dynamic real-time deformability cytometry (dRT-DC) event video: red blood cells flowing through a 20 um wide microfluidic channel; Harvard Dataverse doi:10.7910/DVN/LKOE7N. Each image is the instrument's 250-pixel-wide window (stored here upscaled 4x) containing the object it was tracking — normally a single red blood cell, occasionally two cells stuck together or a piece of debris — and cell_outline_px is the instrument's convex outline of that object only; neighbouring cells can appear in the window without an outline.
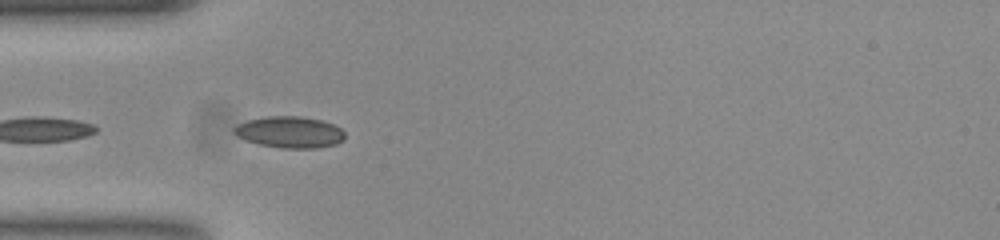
{"species": "common noctule bat (a hibernating species)", "species_latin": "Nyctalus noctula", "temperature_condition": "room temperature", "stored_images_in_passage": 6, "camera_frame_rate_fps": 3000, "um_per_image_px": 0.085, "animal": {"sex": "female", "body_mass_g": 23.0, "forearm_length_mm": 53.4}, "frame": {"image": 1, "passage_image": 2, "time_ms": 0.333, "image_size_px": [1000, 240], "cell_outline_px": [[344, 140], [336, 144], [316, 148], [280, 148], [260, 144], [244, 140], [236, 136], [232, 132], [232, 128], [236, 124], [248, 120], [268, 116], [300, 116], [320, 120], [332, 124], [340, 128], [344, 132]], "centroid_in_image_um": [24.58, 11.23], "position_along_channel_um": 60.4, "area_um2": 20.4}}